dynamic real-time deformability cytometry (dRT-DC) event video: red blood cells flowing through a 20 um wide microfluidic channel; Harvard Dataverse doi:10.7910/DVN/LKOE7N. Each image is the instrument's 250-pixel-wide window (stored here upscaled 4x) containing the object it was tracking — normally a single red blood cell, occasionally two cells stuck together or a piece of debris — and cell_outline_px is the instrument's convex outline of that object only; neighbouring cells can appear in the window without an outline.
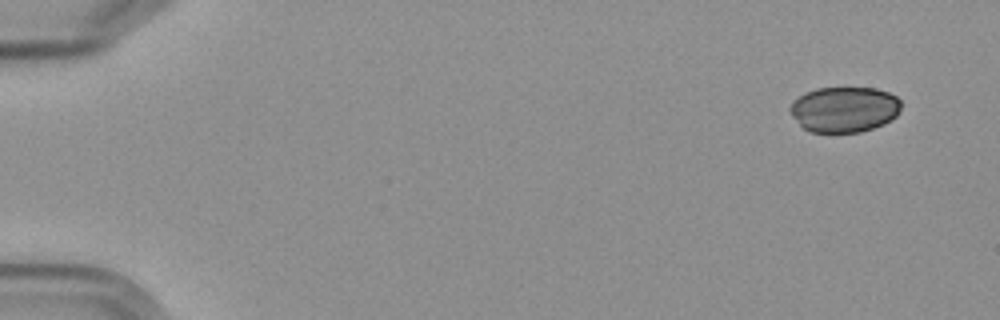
{"species": "Egyptian fruit bat (a non-hibernating species)", "species_latin": "Rousettus aegyptiacus", "temperature_condition": "cold", "stored_images_in_passage": 6, "segment_of_instrument_passage": [2, 2], "camera_frame_rate_fps": 3000, "um_per_image_px": 0.085, "frame": {"image": 1, "passage_image": 6, "time_ms": 6.667, "image_size_px": [1000, 320], "cell_outline_px": [[900, 108], [896, 116], [884, 124], [860, 132], [808, 132], [792, 116], [788, 108], [792, 100], [804, 92], [816, 88], [876, 88], [888, 92], [896, 96], [900, 100]], "centroid_in_image_um": [71.73, 9.29], "position_along_channel_um": 13.3, "area_um2": 29.65}}